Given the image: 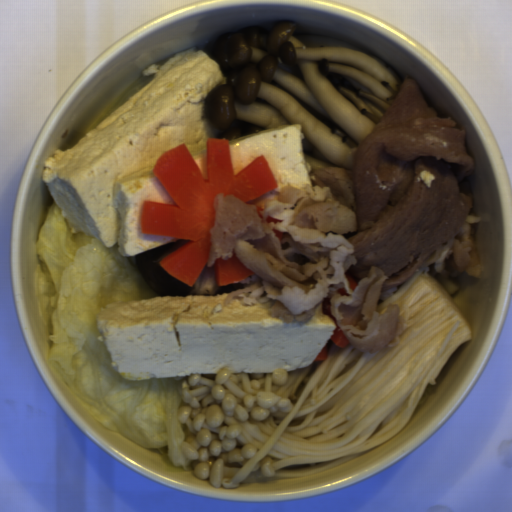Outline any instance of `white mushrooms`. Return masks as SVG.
I'll return each instance as SVG.
<instances>
[{"label":"white mushrooms","instance_id":"1","mask_svg":"<svg viewBox=\"0 0 512 512\" xmlns=\"http://www.w3.org/2000/svg\"><path fill=\"white\" fill-rule=\"evenodd\" d=\"M297 23L253 26L215 40L210 58L223 77L204 114L216 139L232 141L300 124L308 168L351 170L350 155L396 99L403 83L385 62Z\"/></svg>","mask_w":512,"mask_h":512}]
</instances>
